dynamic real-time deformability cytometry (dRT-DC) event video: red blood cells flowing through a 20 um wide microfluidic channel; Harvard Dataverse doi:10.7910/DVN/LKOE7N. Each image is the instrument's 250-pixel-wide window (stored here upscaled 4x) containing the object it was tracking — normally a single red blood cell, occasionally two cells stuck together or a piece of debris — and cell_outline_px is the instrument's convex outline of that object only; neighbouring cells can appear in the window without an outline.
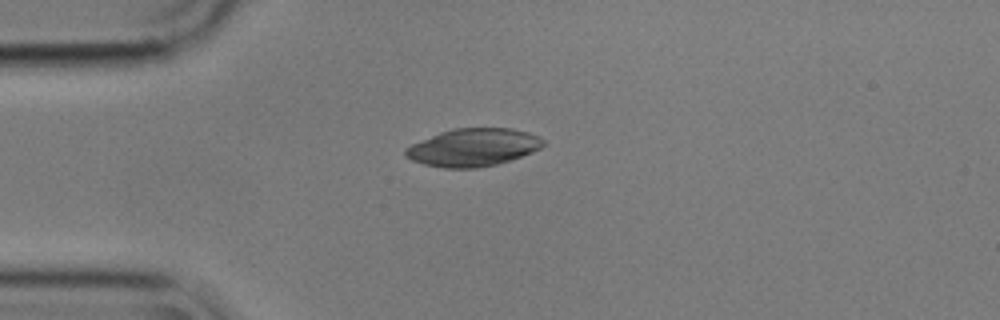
{"species": "common noctule bat (a hibernating species)", "species_latin": "Nyctalus noctula", "temperature_condition": "cold", "stored_images_in_passage": 2, "camera_frame_rate_fps": 3000, "um_per_image_px": 0.085, "animal": {"sex": "male", "body_mass_g": 17.9}, "frame": {"image": 1, "passage_image": 2, "time_ms": 0.333, "image_size_px": [1000, 320], "cell_outline_px": [[548, 144], [532, 152], [496, 164], [476, 168], [444, 168], [424, 164], [412, 160], [404, 156], [404, 148], [412, 144], [440, 132], [452, 128], [512, 128], [528, 132], [540, 136]], "centroid_in_image_um": [40.23, 12.52], "position_along_channel_um": 44.8, "area_um2": 30.35}}